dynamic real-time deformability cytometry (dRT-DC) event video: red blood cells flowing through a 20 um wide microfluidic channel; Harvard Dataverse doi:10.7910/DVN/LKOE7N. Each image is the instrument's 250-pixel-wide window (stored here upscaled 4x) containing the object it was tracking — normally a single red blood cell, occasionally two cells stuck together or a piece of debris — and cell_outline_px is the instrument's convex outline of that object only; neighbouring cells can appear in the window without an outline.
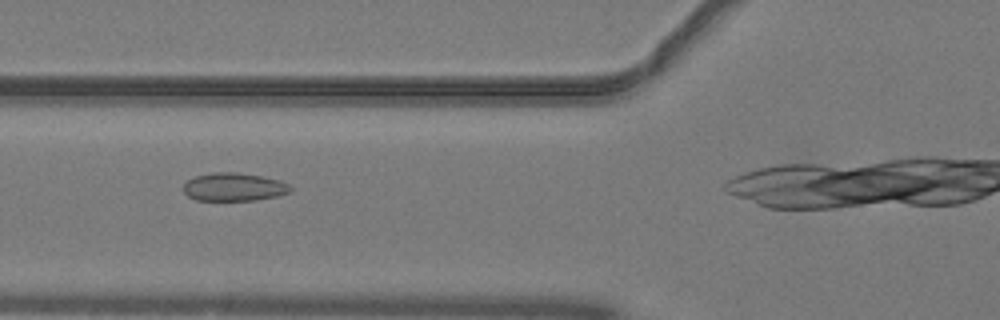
{"species": "common noctule bat (a hibernating species)", "species_latin": "Nyctalus noctula", "temperature_condition": "warm", "stored_images_in_passage": 34, "camera_frame_rate_fps": 3000, "um_per_image_px": 0.085, "animal": {"sex": "male", "body_mass_g": 19.2, "forearm_length_mm": 51.8}, "frame": {"image": 1, "passage_image": 9, "time_ms": 2.667, "image_size_px": [1000, 320], "cell_outline_px": [[292, 192], [276, 196], [256, 200], [196, 200], [188, 196], [184, 192], [184, 184], [188, 180], [196, 176], [212, 172], [236, 172], [260, 176], [280, 180], [288, 184], [292, 188]], "centroid_in_image_um": [19.9, 15.89], "position_along_channel_um": 105.9, "area_um2": 17.51}}
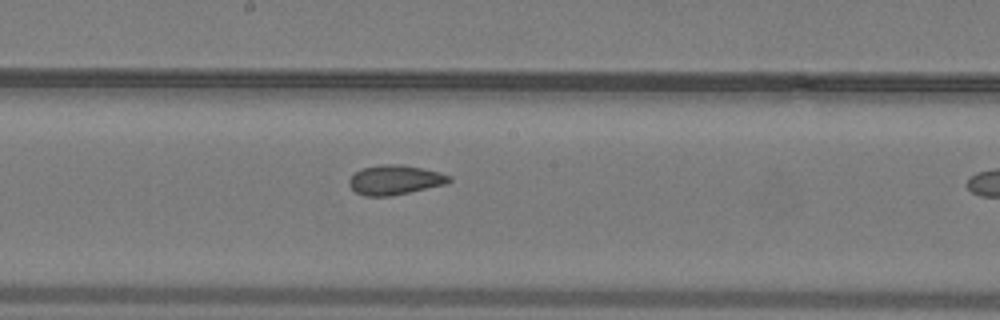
{"frame": {"image": 2, "passage_image": 17, "time_ms": 5.333, "image_size_px": [1000, 320], "cell_outline_px": [[452, 180], [444, 184], [392, 196], [364, 196], [356, 192], [348, 184], [348, 180], [356, 172], [364, 168], [380, 164], [400, 164], [440, 172], [452, 176]], "centroid_in_image_um": [33.56, 15.29], "position_along_channel_um": 214.6, "area_um2": 17.11}}
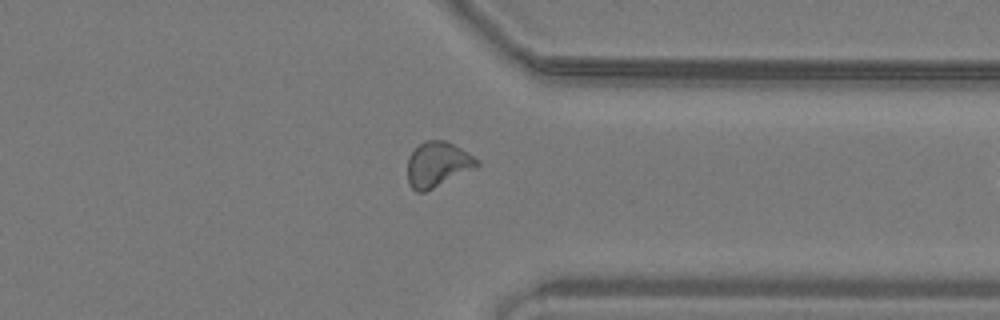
{"frame": {"image": 3, "passage_image": 29, "time_ms": 9.333, "image_size_px": [1000, 320], "cell_outline_px": [[480, 164], [476, 168], [424, 192], [416, 192], [408, 184], [408, 156], [424, 140], [444, 140], [468, 152], [480, 160]], "centroid_in_image_um": [37.2, 13.97], "position_along_channel_um": 374.2, "area_um2": 18.21}, "authors_computed_cell_mechanics": {"area_um2": 17.6001, "velocity_mm_per_s": 4.054, "shape_relaxation_time_tau1_ms": null, "shape_relaxation_time_tau2_ms": 1.7888, "deformation_change_tau1": null, "deformation_change_tau2": 0.0768}}